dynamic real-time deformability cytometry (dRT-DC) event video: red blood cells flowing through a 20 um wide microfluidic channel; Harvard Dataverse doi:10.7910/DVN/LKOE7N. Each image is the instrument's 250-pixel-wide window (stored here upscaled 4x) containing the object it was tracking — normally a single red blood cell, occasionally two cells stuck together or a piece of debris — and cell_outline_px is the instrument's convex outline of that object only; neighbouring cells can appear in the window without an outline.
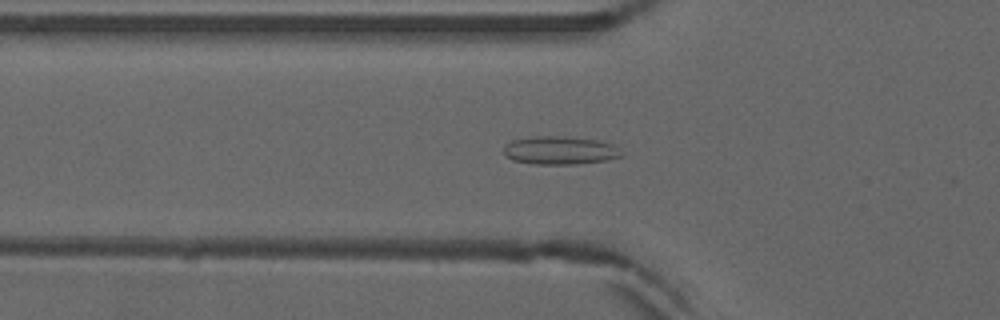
{"species": "common noctule bat (a hibernating species)", "species_latin": "Nyctalus noctula", "temperature_condition": "warm", "stored_images_in_passage": 53, "camera_frame_rate_fps": 3000, "um_per_image_px": 0.085, "animal": {"sex": "male", "forearm_length_mm": 52.5}, "frame": {"image": 1, "passage_image": 19, "time_ms": 6.0, "image_size_px": [1000, 320], "cell_outline_px": [[624, 156], [608, 160], [576, 164], [532, 164], [512, 160], [504, 156], [504, 148], [512, 140], [536, 136], [556, 136], [600, 140], [612, 144], [624, 152]], "centroid_in_image_um": [47.63, 12.79], "position_along_channel_um": 78.2, "area_um2": 19.48}}
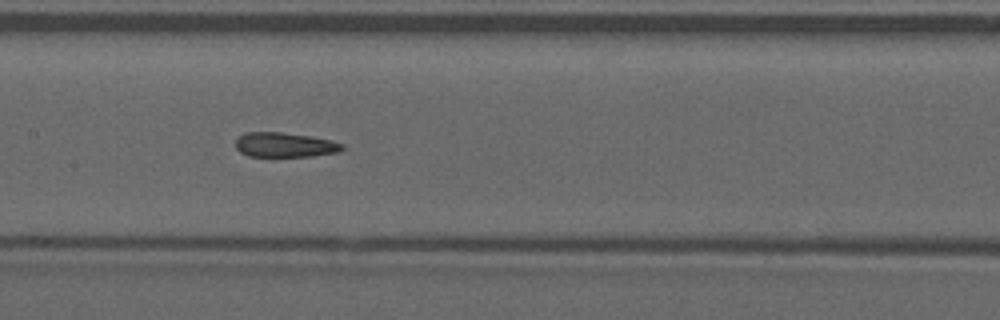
{"frame": {"image": 2, "passage_image": 27, "time_ms": 8.667, "image_size_px": [1000, 320], "cell_outline_px": [[344, 148], [336, 152], [312, 156], [248, 156], [240, 152], [236, 148], [236, 140], [244, 132], [280, 132], [308, 136], [328, 140], [344, 144]], "centroid_in_image_um": [24.16, 12.31], "position_along_channel_um": 183.2, "area_um2": 15.09}}
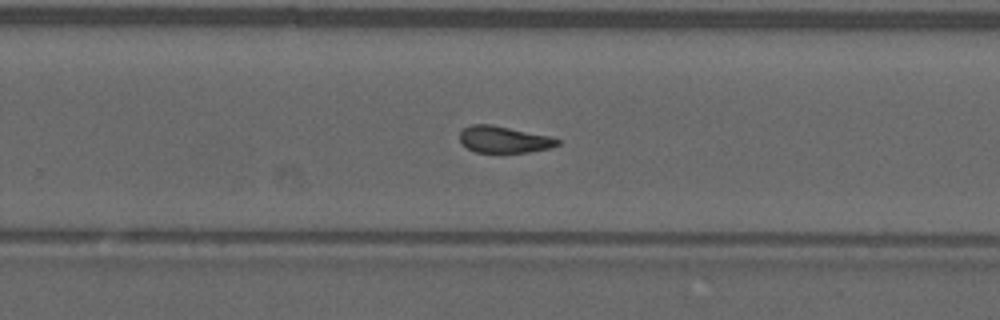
{"frame": {"image": 3, "passage_image": 35, "time_ms": 11.333, "image_size_px": [1000, 320], "cell_outline_px": [[560, 144], [552, 148], [528, 152], [476, 152], [460, 144], [460, 132], [464, 128], [472, 124], [492, 124], [552, 136], [560, 140]], "centroid_in_image_um": [42.86, 11.85], "position_along_channel_um": 286.9, "area_um2": 15.37}, "authors_computed_cell_mechanics": {"area_um2": 16.4152, "velocity_mm_per_s": 3.9104, "shape_relaxation_time_tau1_ms": null, "shape_relaxation_time_tau2_ms": 2.9275, "deformation_change_tau1": null, "deformation_change_tau2": 0.0928}}